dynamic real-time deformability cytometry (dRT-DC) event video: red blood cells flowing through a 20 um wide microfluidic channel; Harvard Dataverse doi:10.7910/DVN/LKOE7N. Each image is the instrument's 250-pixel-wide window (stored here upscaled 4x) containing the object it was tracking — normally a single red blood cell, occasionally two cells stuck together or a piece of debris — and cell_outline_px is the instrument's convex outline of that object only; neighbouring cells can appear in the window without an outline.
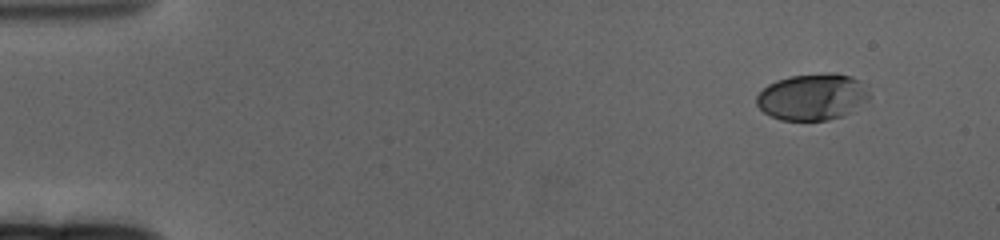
{"species": "human", "species_latin": "Homo sapiens", "temperature_condition": "cold", "stored_images_in_passage": 59, "camera_frame_rate_fps": 3000, "um_per_image_px": 0.085, "donor": {"sex": "female"}, "frame": {"image": 1, "passage_image": 1, "time_ms": 0.0, "image_size_px": [1000, 240], "cell_outline_px": [[872, 96], [848, 112], [840, 116], [828, 120], [780, 120], [764, 112], [756, 104], [756, 96], [768, 84], [776, 80], [788, 76], [828, 72], [836, 72], [852, 76], [868, 84]], "centroid_in_image_um": [69.08, 8.2], "position_along_channel_um": 15.9, "area_um2": 30.87}}
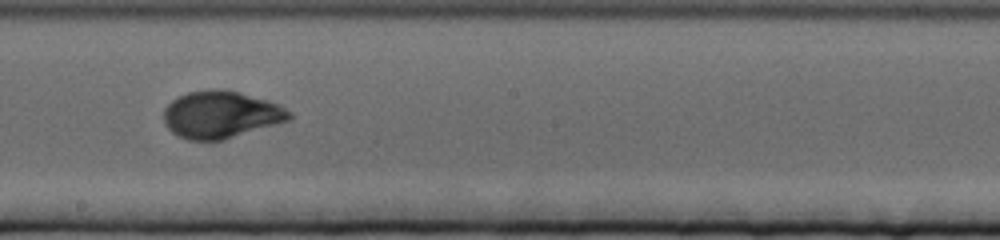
{"frame": {"image": 2, "passage_image": 32, "time_ms": 10.333, "image_size_px": [1000, 240], "cell_outline_px": [[292, 116], [288, 120], [224, 140], [188, 140], [176, 136], [164, 124], [164, 108], [172, 100], [188, 92], [212, 88], [224, 88], [240, 92], [268, 100], [292, 112]], "centroid_in_image_um": [18.74, 9.73], "position_along_channel_um": 229.5, "area_um2": 34.62}}
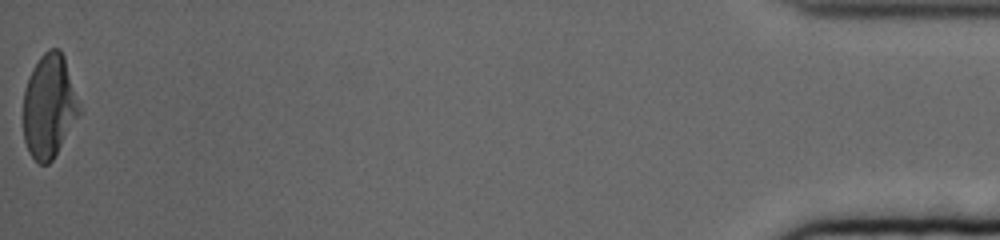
{"frame": {"image": 3, "passage_image": 59, "time_ms": 19.333, "image_size_px": [1000, 240], "cell_outline_px": [[80, 112], [52, 160], [48, 164], [40, 164], [28, 152], [24, 140], [24, 88], [28, 76], [32, 68], [40, 56], [48, 48], [60, 48], [64, 56], [80, 108]], "centroid_in_image_um": [4.14, 8.99], "position_along_channel_um": 431.1, "area_um2": 33.41}, "authors_computed_cell_mechanics": {"area_um2": 33.4084, "velocity_mm_per_s": 3.2354, "shape_relaxation_time_tau1_ms": 3.209, "shape_relaxation_time_tau2_ms": null, "deformation_change_tau1": 0.1796, "deformation_change_tau2": null}}